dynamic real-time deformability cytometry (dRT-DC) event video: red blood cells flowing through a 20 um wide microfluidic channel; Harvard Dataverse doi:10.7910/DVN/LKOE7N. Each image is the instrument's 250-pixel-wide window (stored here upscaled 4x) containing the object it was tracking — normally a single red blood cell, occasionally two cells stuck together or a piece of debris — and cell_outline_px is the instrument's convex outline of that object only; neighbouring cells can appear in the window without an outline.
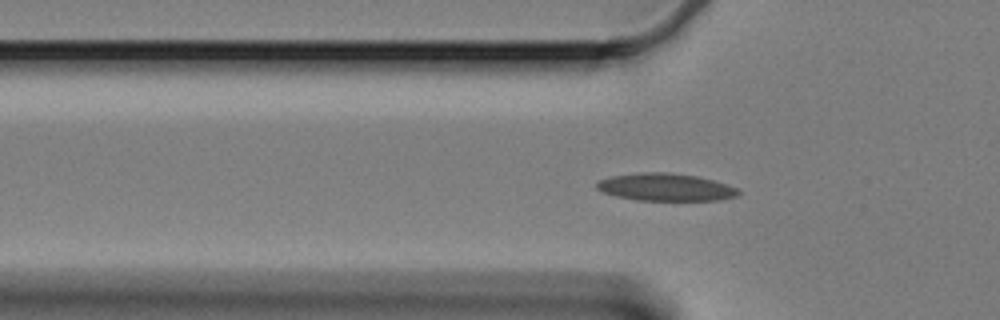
{"species": "Egyptian fruit bat (a non-hibernating species)", "species_latin": "Rousettus aegyptiacus", "temperature_condition": "cold", "stored_images_in_passage": 46, "segment_of_instrument_passage": [1, 2], "camera_frame_rate_fps": 3000, "um_per_image_px": 0.085, "animal": {"sex": "female"}, "frame": {"image": 1, "passage_image": 4, "time_ms": 1.0, "image_size_px": [1000, 320], "cell_outline_px": [[740, 192], [736, 196], [720, 200], [636, 200], [616, 196], [604, 192], [596, 188], [596, 184], [600, 180], [612, 176], [640, 172], [668, 172], [696, 176], [712, 180], [736, 188]], "centroid_in_image_um": [56.55, 15.91], "position_along_channel_um": 69.3, "area_um2": 22.43}}
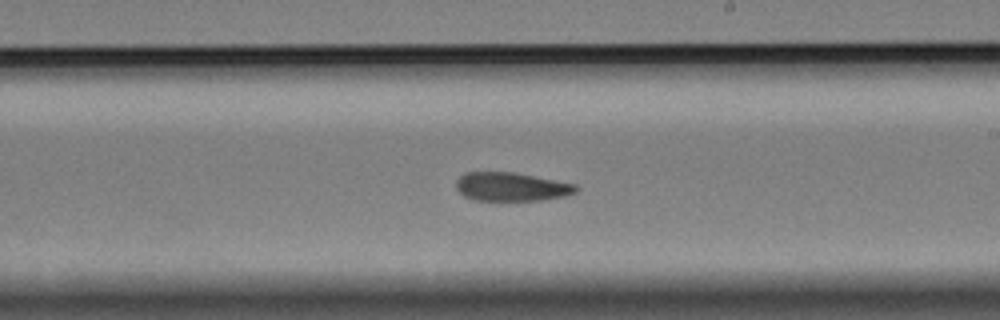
{"frame": {"image": 2, "passage_image": 20, "time_ms": 6.333, "image_size_px": [1000, 320], "cell_outline_px": [[580, 188], [576, 192], [564, 196], [540, 200], [476, 200], [464, 196], [456, 188], [456, 180], [464, 172], [512, 172], [576, 184]], "centroid_in_image_um": [43.46, 15.87], "position_along_channel_um": 245.5, "area_um2": 19.88}}
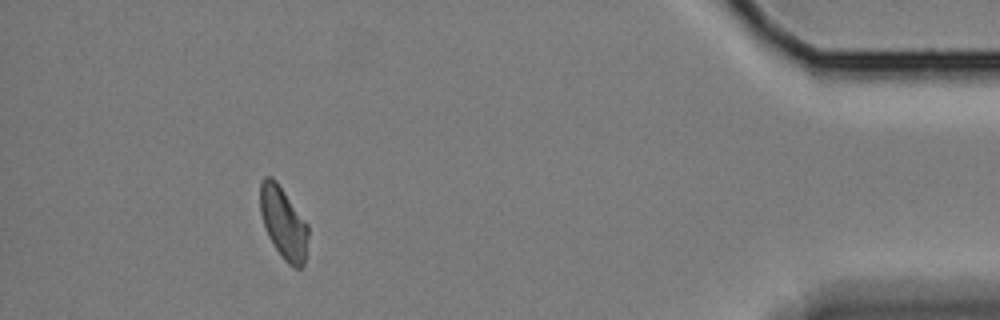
{"frame": {"image": 3, "passage_image": 40, "time_ms": 13.0, "image_size_px": [1000, 320], "cell_outline_px": [[308, 236], [304, 264], [300, 268], [296, 268], [288, 264], [284, 260], [268, 236], [260, 212], [260, 184], [264, 176], [272, 176], [276, 180], [308, 224]], "centroid_in_image_um": [24.09, 18.93], "position_along_channel_um": 411.1, "area_um2": 20.0}}